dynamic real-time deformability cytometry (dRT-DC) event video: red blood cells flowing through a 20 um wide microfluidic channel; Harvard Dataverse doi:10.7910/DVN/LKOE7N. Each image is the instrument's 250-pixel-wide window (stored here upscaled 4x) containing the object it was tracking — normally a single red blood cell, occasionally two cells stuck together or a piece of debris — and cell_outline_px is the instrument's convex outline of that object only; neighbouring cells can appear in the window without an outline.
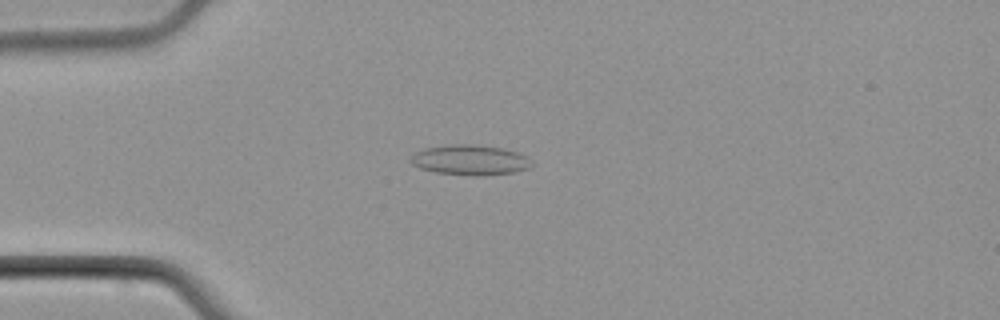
{"species": "common noctule bat (a hibernating species)", "species_latin": "Nyctalus noctula", "temperature_condition": "cold", "stored_images_in_passage": 4, "camera_frame_rate_fps": 3000, "um_per_image_px": 0.085, "animal": {"sex": "male", "body_mass_g": 21.5, "forearm_length_mm": 52.0}, "frame": {"image": 1, "passage_image": 4, "time_ms": 3.667, "image_size_px": [1000, 320], "cell_outline_px": [[532, 164], [528, 168], [512, 172], [436, 172], [420, 168], [412, 164], [408, 160], [416, 152], [424, 148], [452, 144], [468, 144], [500, 148], [516, 152], [524, 156]], "centroid_in_image_um": [39.85, 13.53], "position_along_channel_um": 45.1, "area_um2": 19.71}}